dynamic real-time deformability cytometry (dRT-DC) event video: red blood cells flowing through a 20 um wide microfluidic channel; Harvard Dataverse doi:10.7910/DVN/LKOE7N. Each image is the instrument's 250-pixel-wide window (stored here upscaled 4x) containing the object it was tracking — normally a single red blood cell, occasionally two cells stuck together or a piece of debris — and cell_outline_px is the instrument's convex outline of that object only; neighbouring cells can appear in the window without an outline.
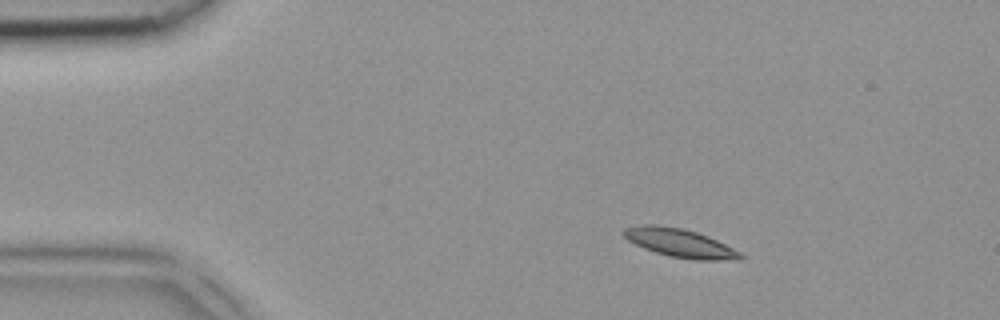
{"species": "common noctule bat (a hibernating species)", "species_latin": "Nyctalus noctula", "temperature_condition": "room temperature", "stored_images_in_passage": 6, "camera_frame_rate_fps": 3000, "um_per_image_px": 0.085, "animal": {"sex": "female", "body_mass_g": 18.4}, "frame": {"image": 1, "passage_image": 2, "time_ms": 0.333, "image_size_px": [1000, 320], "cell_outline_px": [[744, 256], [740, 260], [696, 260], [668, 256], [644, 248], [628, 240], [620, 232], [624, 228], [640, 224], [656, 224], [684, 228], [708, 236], [740, 252]], "centroid_in_image_um": [57.76, 20.64], "position_along_channel_um": 27.2, "area_um2": 19.48}}
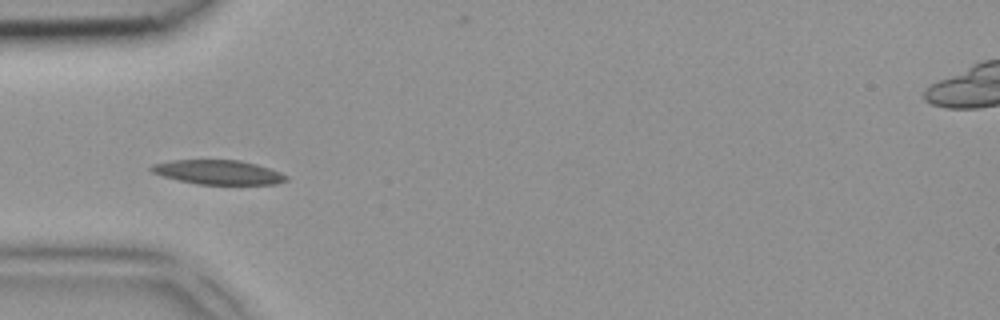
{"frame": {"image": 2, "passage_image": 4, "time_ms": 1.0, "image_size_px": [1000, 320], "cell_outline_px": [[288, 180], [276, 184], [196, 184], [164, 176], [152, 172], [148, 168], [152, 164], [172, 160], [240, 160], [256, 164], [280, 172], [288, 176]], "centroid_in_image_um": [18.55, 14.63], "position_along_channel_um": 66.5, "area_um2": 19.02}}
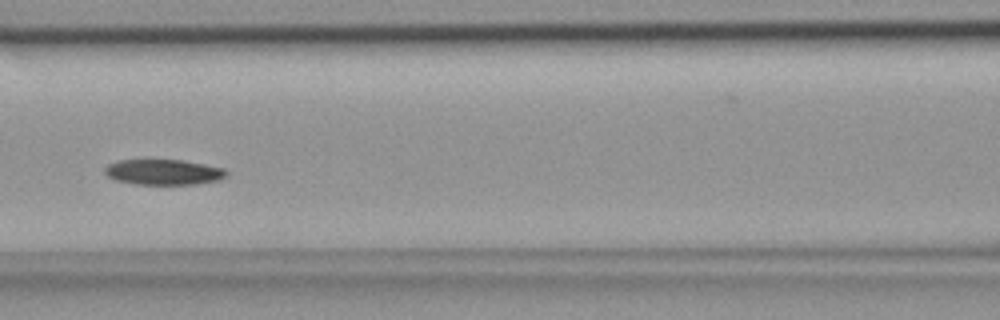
{"frame": {"image": 3, "passage_image": 6, "time_ms": 1.667, "image_size_px": [1000, 320], "cell_outline_px": [[228, 172], [220, 180], [196, 184], [136, 184], [116, 180], [108, 176], [104, 172], [104, 168], [108, 164], [116, 160], [184, 160], [224, 168]], "centroid_in_image_um": [13.89, 14.62], "position_along_channel_um": 152.7, "area_um2": 18.03}}